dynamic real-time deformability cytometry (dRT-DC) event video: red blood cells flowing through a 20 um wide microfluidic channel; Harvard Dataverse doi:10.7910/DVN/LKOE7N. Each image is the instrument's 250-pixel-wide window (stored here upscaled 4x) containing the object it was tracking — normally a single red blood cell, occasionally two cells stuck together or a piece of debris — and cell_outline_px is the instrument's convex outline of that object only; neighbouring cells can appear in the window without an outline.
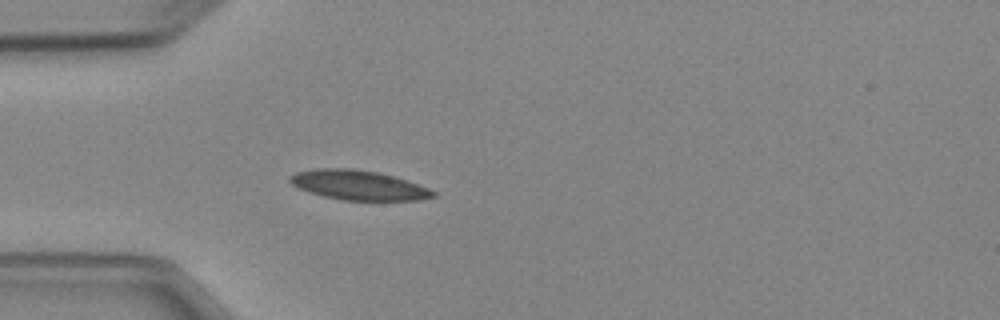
{"species": "Egyptian fruit bat (a non-hibernating species)", "species_latin": "Rousettus aegyptiacus", "temperature_condition": "cold", "stored_images_in_passage": 4, "camera_frame_rate_fps": 3000, "um_per_image_px": 0.085, "animal": {"sex": "female"}, "frame": {"image": 1, "passage_image": 4, "time_ms": 3.667, "image_size_px": [1000, 320], "cell_outline_px": [[436, 196], [420, 200], [340, 200], [324, 196], [300, 188], [292, 184], [288, 180], [288, 176], [296, 172], [316, 168], [352, 168], [376, 172], [392, 176], [428, 188], [436, 192]], "centroid_in_image_um": [30.44, 15.73], "position_along_channel_um": 54.6, "area_um2": 24.45}}